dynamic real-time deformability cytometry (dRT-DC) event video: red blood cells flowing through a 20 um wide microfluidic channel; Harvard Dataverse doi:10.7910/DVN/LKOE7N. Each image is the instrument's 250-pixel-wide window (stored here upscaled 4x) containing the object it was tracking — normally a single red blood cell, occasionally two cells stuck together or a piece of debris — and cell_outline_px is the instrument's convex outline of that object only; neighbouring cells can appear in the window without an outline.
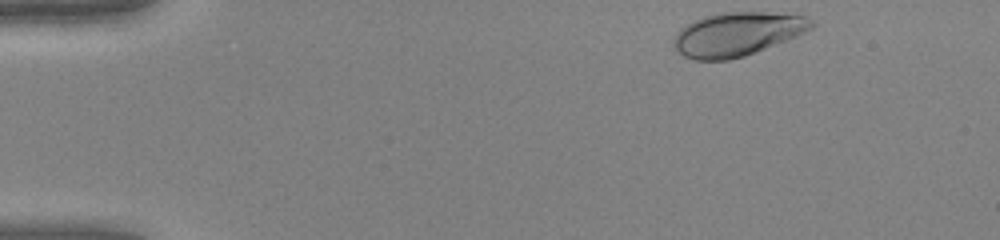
{"species": "human", "species_latin": "Homo sapiens", "temperature_condition": "warm", "stored_images_in_passage": 38, "camera_frame_rate_fps": 3000, "um_per_image_px": 0.085, "donor": {"sex": "female"}, "frame": {"image": 1, "passage_image": 1, "time_ms": 0.0, "image_size_px": [1000, 240], "cell_outline_px": [[816, 24], [812, 28], [796, 36], [744, 56], [728, 60], [692, 60], [684, 56], [672, 44], [672, 40], [676, 32], [680, 28], [704, 16], [724, 12], [764, 12], [804, 16], [812, 20]], "centroid_in_image_um": [62.63, 2.9], "position_along_channel_um": 22.4, "area_um2": 34.8}}
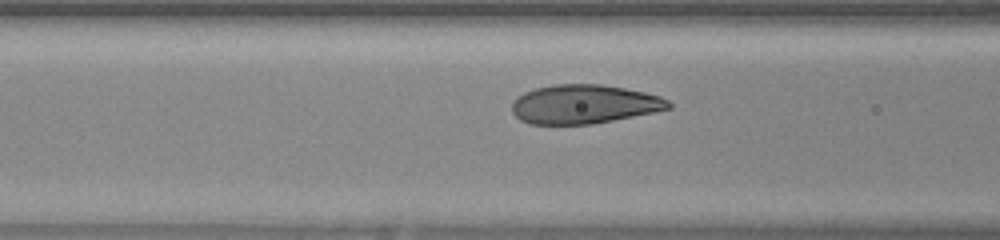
{"frame": {"image": 2, "passage_image": 15, "time_ms": 4.667, "image_size_px": [1000, 240], "cell_outline_px": [[672, 108], [656, 112], [592, 124], [528, 124], [520, 120], [512, 112], [512, 104], [524, 92], [536, 88], [552, 84], [600, 84], [624, 88], [644, 92], [660, 96], [668, 100], [672, 104]], "centroid_in_image_um": [49.67, 8.86], "position_along_channel_um": 116.9, "area_um2": 35.6}}
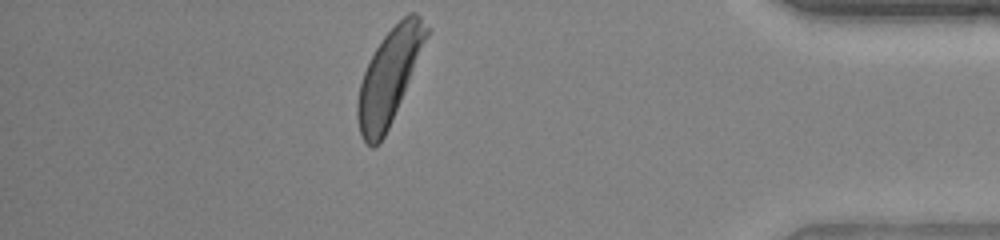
{"frame": {"image": 3, "passage_image": 38, "time_ms": 12.333, "image_size_px": [1000, 240], "cell_outline_px": [[428, 36], [392, 120], [380, 144], [372, 148], [360, 136], [356, 116], [356, 104], [360, 84], [364, 72], [380, 40], [408, 12], [416, 12], [420, 16], [428, 28]], "centroid_in_image_um": [33.05, 6.53], "position_along_channel_um": 402.1, "area_um2": 37.05}, "authors_computed_cell_mechanics": {"area_um2": 35.9516, "velocity_mm_per_s": 4.187, "shape_relaxation_time_tau1_ms": 2.1401, "shape_relaxation_time_tau2_ms": null, "deformation_change_tau1": 0.1506, "deformation_change_tau2": null}}